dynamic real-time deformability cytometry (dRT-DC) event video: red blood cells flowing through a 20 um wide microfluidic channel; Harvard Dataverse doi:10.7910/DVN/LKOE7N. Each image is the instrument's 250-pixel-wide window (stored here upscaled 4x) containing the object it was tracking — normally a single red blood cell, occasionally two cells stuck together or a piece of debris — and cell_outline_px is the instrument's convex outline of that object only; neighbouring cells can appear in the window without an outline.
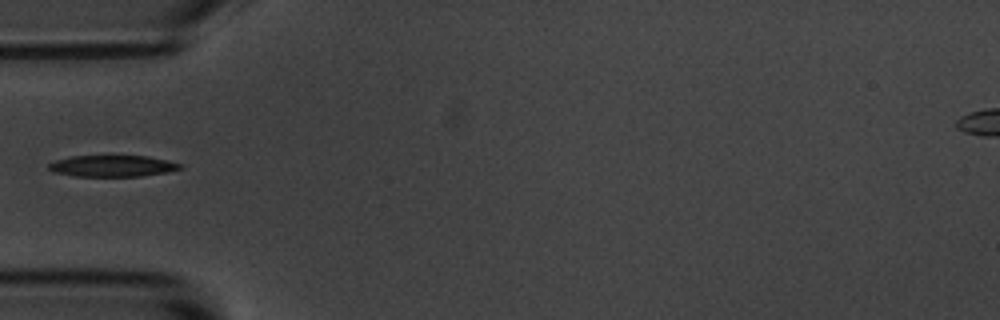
{"species": "common noctule bat (a hibernating species)", "species_latin": "Nyctalus noctula", "temperature_condition": "room temperature", "stored_images_in_passage": 7, "camera_frame_rate_fps": 3000, "um_per_image_px": 0.085, "animal": {"sex": "male", "body_mass_g": 20.1, "forearm_length_mm": 53.5}, "frame": {"image": 1, "passage_image": 6, "time_ms": 6.0, "image_size_px": [1000, 320], "cell_outline_px": [[184, 168], [168, 172], [140, 176], [72, 176], [56, 172], [48, 168], [48, 164], [56, 160], [72, 156], [148, 156], [168, 160], [184, 164]], "centroid_in_image_um": [9.63, 14.1], "position_along_channel_um": 75.4, "area_um2": 16.42}}